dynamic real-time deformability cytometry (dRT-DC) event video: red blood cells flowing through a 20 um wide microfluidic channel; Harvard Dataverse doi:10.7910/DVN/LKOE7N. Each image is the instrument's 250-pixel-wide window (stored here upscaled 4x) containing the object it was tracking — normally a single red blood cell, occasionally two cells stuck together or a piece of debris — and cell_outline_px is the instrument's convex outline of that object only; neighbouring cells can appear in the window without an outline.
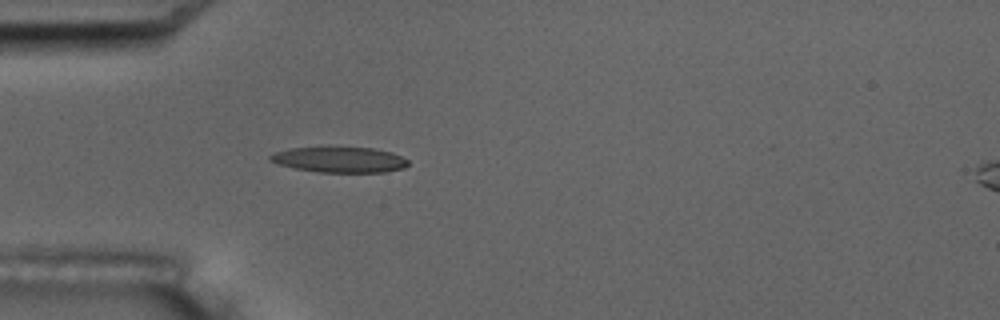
{"species": "common noctule bat (a hibernating species)", "species_latin": "Nyctalus noctula", "temperature_condition": "room temperature", "stored_images_in_passage": 3, "camera_frame_rate_fps": 3000, "um_per_image_px": 0.085, "animal": {"sex": "male", "body_mass_g": 17.5, "forearm_length_mm": 52.3}, "frame": {"image": 1, "passage_image": 3, "time_ms": 2.333, "image_size_px": [1000, 320], "cell_outline_px": [[408, 164], [404, 168], [384, 172], [320, 172], [296, 168], [280, 164], [268, 160], [268, 156], [276, 152], [288, 148], [336, 144], [372, 148], [392, 152], [408, 160]], "centroid_in_image_um": [28.84, 13.51], "position_along_channel_um": 56.2, "area_um2": 21.39}}